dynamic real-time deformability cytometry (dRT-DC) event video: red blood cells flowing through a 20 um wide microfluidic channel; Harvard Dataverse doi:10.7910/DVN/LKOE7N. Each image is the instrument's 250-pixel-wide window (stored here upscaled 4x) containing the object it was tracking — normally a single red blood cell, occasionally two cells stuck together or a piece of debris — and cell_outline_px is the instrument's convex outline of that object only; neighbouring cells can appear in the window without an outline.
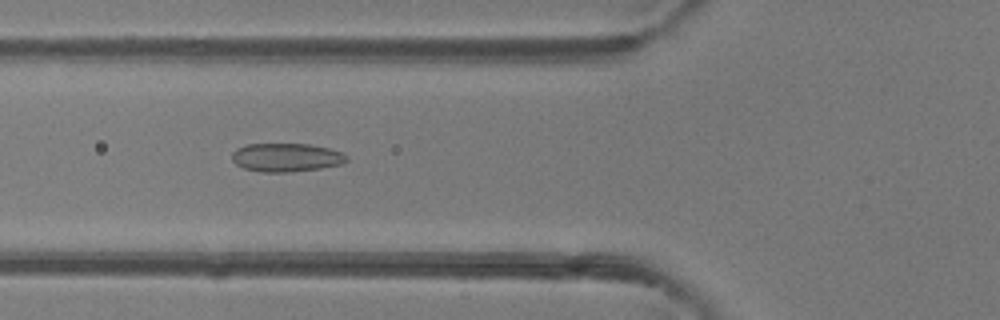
{"species": "common noctule bat (a hibernating species)", "species_latin": "Nyctalus noctula", "temperature_condition": "room temperature", "stored_images_in_passage": 50, "camera_frame_rate_fps": 3000, "um_per_image_px": 0.085, "animal": {"sex": "female"}, "frame": {"image": 1, "passage_image": 19, "time_ms": 6.0, "image_size_px": [1000, 320], "cell_outline_px": [[348, 160], [340, 164], [320, 168], [288, 172], [260, 172], [244, 168], [236, 164], [232, 160], [232, 152], [236, 148], [244, 144], [308, 144], [328, 148], [340, 152], [348, 156]], "centroid_in_image_um": [24.29, 13.38], "position_along_channel_um": 101.5, "area_um2": 19.02}}
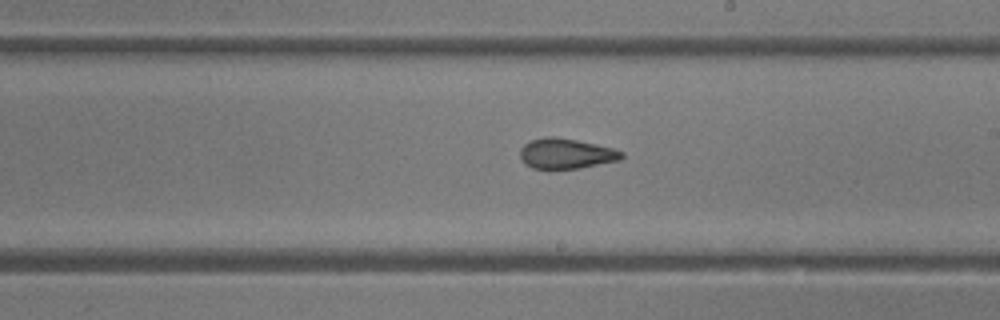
{"frame": {"image": 2, "passage_image": 29, "time_ms": 9.333, "image_size_px": [1000, 320], "cell_outline_px": [[624, 156], [620, 160], [580, 168], [532, 168], [524, 164], [520, 160], [520, 148], [524, 144], [532, 140], [544, 136], [556, 136], [596, 144], [612, 148], [624, 152]], "centroid_in_image_um": [48.1, 13.05], "position_along_channel_um": 240.9, "area_um2": 17.98}}
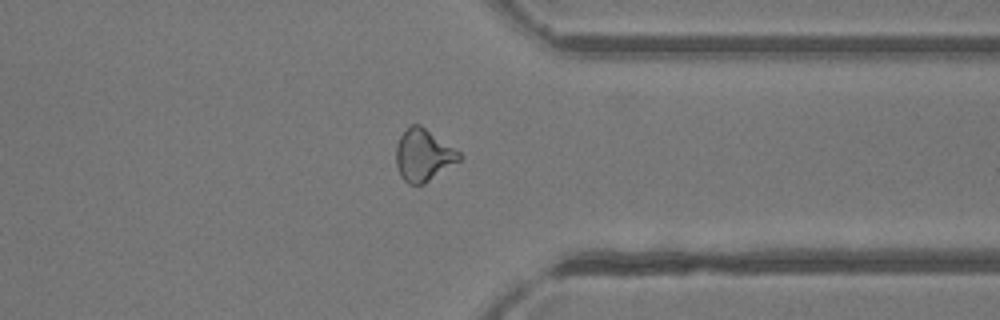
{"frame": {"image": 3, "passage_image": 39, "time_ms": 12.667, "image_size_px": [1000, 320], "cell_outline_px": [[460, 160], [424, 184], [408, 184], [400, 176], [396, 164], [396, 144], [400, 136], [408, 124], [420, 124], [460, 152]], "centroid_in_image_um": [35.95, 13.17], "position_along_channel_um": 375.5, "area_um2": 19.13}, "authors_computed_cell_mechanics": {"area_um2": 19.4497, "velocity_mm_per_s": 4.1582, "shape_relaxation_time_tau1_ms": null, "shape_relaxation_time_tau2_ms": 1.246, "deformation_change_tau1": null, "deformation_change_tau2": 0.0673}}